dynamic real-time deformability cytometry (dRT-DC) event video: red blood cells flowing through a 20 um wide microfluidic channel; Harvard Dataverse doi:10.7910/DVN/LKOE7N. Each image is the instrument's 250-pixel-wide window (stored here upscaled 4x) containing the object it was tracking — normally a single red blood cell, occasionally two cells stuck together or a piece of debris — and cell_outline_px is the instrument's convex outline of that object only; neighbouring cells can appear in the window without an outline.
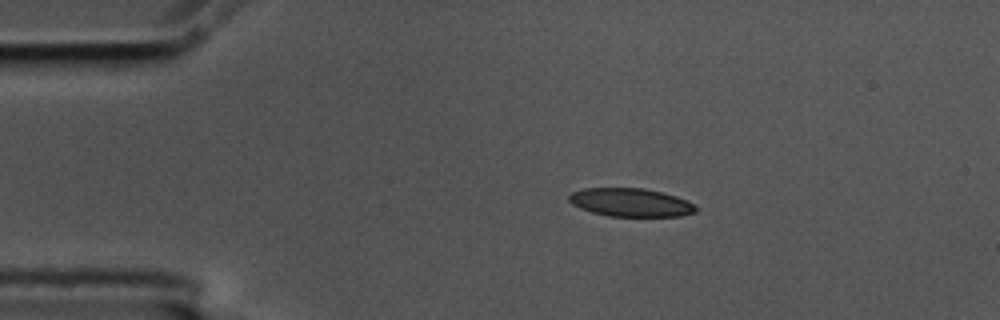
{"species": "common noctule bat (a hibernating species)", "species_latin": "Nyctalus noctula", "temperature_condition": "cold", "stored_images_in_passage": 46, "camera_frame_rate_fps": 3000, "um_per_image_px": 0.085, "animal": {"sex": "male", "body_mass_g": 17.5, "forearm_length_mm": 52.3}, "frame": {"image": 1, "passage_image": 1, "time_ms": 0.0, "image_size_px": [1000, 320], "cell_outline_px": [[696, 212], [680, 216], [608, 216], [592, 212], [580, 208], [572, 204], [568, 200], [568, 196], [572, 192], [584, 188], [644, 188], [664, 192], [688, 200], [696, 204]], "centroid_in_image_um": [53.63, 17.2], "position_along_channel_um": 31.4, "area_um2": 21.1}}
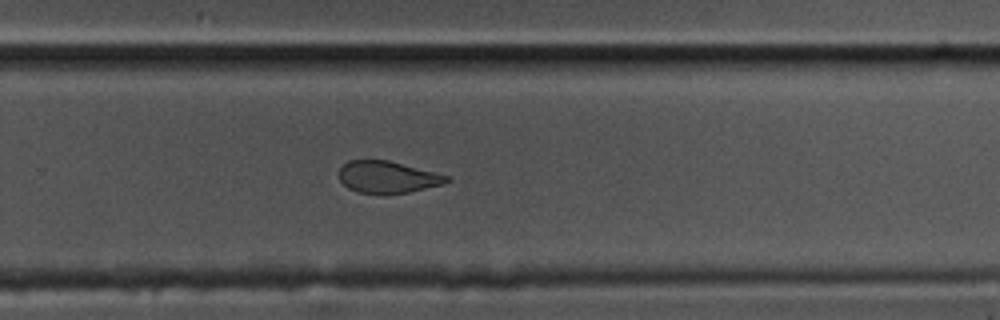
{"frame": {"image": 2, "passage_image": 27, "time_ms": 8.667, "image_size_px": [1000, 320], "cell_outline_px": [[452, 180], [444, 184], [408, 192], [384, 196], [356, 192], [348, 188], [340, 180], [340, 168], [348, 160], [388, 160], [452, 176]], "centroid_in_image_um": [32.98, 15.08], "position_along_channel_um": 296.8, "area_um2": 20.52}}
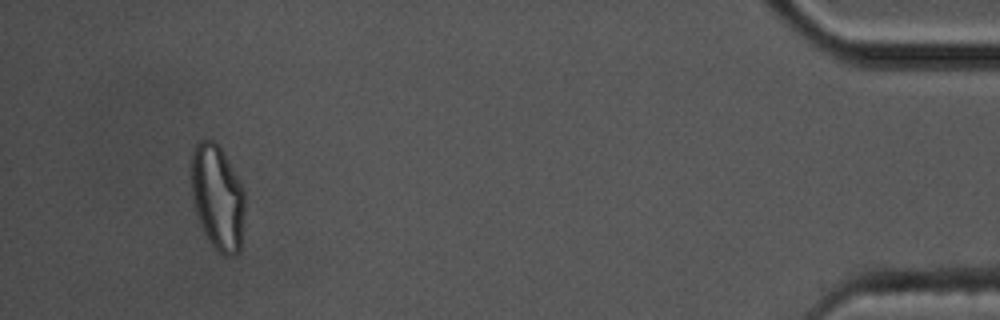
{"frame": {"image": 3, "passage_image": 43, "time_ms": 14.0, "image_size_px": [1000, 320], "cell_outline_px": [[244, 212], [240, 252], [232, 256], [224, 256], [208, 240], [204, 232], [196, 212], [192, 196], [192, 148], [204, 136], [216, 140], [240, 184], [244, 192]], "centroid_in_image_um": [18.48, 16.75], "position_along_channel_um": 416.7, "area_um2": 32.6}, "authors_computed_cell_mechanics": {"area_um2": 22.5131, "velocity_mm_per_s": 3.5891, "shape_relaxation_time_tau1_ms": 7.1986, "shape_relaxation_time_tau2_ms": 2.6398, "deformation_change_tau1": 0.1689, "deformation_change_tau2": 0.0824}}